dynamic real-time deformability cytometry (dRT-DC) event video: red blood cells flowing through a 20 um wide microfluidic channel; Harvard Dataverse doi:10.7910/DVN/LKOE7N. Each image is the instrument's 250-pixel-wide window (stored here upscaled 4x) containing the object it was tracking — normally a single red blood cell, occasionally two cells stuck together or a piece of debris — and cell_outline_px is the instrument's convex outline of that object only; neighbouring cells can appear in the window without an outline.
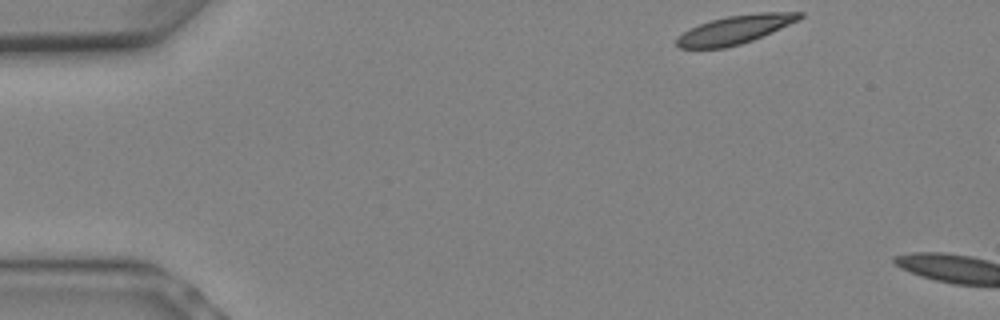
{"species": "Egyptian fruit bat (a non-hibernating species)", "species_latin": "Rousettus aegyptiacus", "temperature_condition": "warm", "stored_images_in_passage": 5, "camera_frame_rate_fps": 3000, "um_per_image_px": 0.085, "animal": {"sex": "female"}, "frame": {"image": 1, "passage_image": 1, "time_ms": 0.0, "image_size_px": [1000, 320], "cell_outline_px": [[804, 16], [800, 20], [772, 32], [752, 40], [740, 44], [724, 48], [680, 48], [676, 44], [676, 36], [700, 24], [712, 20], [728, 16], [756, 12], [804, 12]], "centroid_in_image_um": [62.52, 2.51], "position_along_channel_um": 22.5, "area_um2": 20.35}}